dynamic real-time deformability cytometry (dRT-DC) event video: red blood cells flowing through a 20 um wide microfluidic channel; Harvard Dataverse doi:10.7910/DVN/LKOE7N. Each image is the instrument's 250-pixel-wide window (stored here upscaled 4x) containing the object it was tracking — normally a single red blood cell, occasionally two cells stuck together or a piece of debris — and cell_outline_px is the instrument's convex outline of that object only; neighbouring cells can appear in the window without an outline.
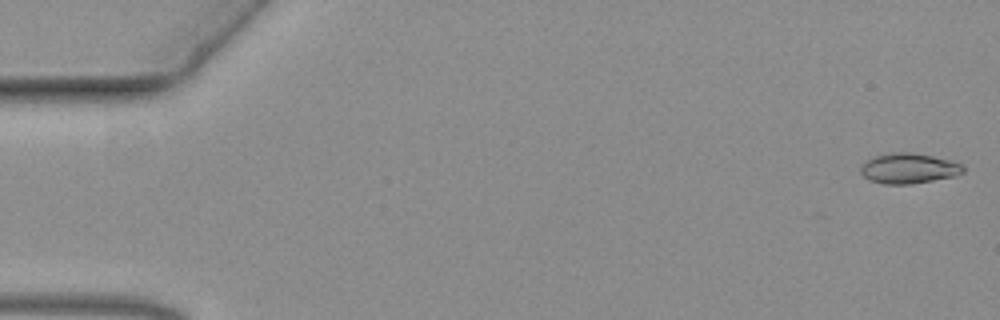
{"species": "common noctule bat (a hibernating species)", "species_latin": "Nyctalus noctula", "temperature_condition": "warm", "stored_images_in_passage": 60, "camera_frame_rate_fps": 3000, "um_per_image_px": 0.085, "animal": {"sex": "female", "body_mass_g": 19.3, "forearm_length_mm": 54.1}, "frame": {"image": 1, "passage_image": 2, "time_ms": 0.333, "image_size_px": [1000, 320], "cell_outline_px": [[964, 172], [956, 176], [908, 184], [884, 184], [868, 180], [860, 172], [860, 168], [868, 160], [876, 156], [892, 152], [912, 152], [952, 160], [964, 164]], "centroid_in_image_um": [77.28, 14.31], "position_along_channel_um": 7.7, "area_um2": 18.09}}
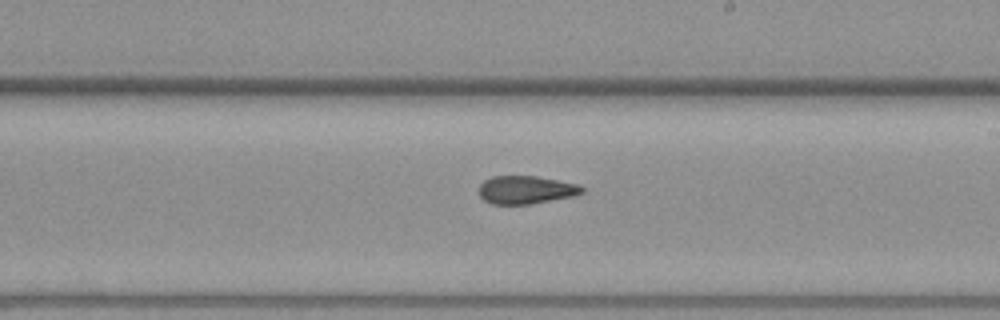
{"frame": {"image": 2, "passage_image": 35, "time_ms": 11.333, "image_size_px": [1000, 320], "cell_outline_px": [[584, 192], [572, 196], [532, 204], [492, 204], [484, 200], [480, 196], [480, 184], [484, 180], [492, 176], [536, 176], [580, 184], [584, 188]], "centroid_in_image_um": [44.72, 16.13], "position_along_channel_um": 244.3, "area_um2": 16.88}}
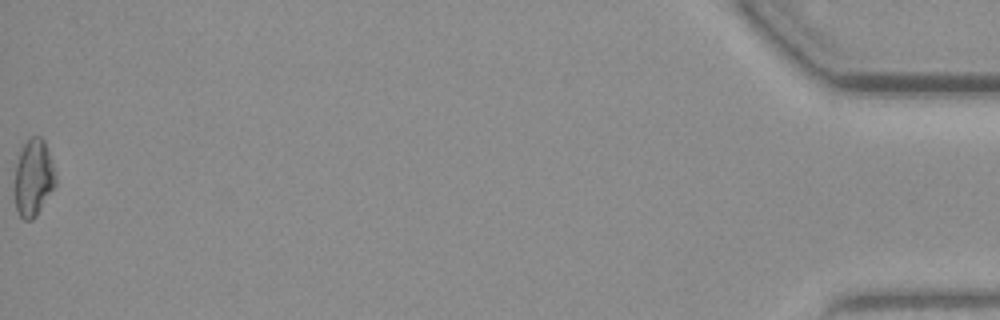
{"frame": {"image": 3, "passage_image": 60, "time_ms": 19.667, "image_size_px": [1000, 320], "cell_outline_px": [[56, 184], [36, 216], [32, 220], [24, 220], [20, 216], [16, 208], [16, 164], [20, 152], [24, 144], [32, 136], [40, 136], [44, 140], [56, 176]], "centroid_in_image_um": [2.86, 15.12], "position_along_channel_um": 432.3, "area_um2": 17.86}}